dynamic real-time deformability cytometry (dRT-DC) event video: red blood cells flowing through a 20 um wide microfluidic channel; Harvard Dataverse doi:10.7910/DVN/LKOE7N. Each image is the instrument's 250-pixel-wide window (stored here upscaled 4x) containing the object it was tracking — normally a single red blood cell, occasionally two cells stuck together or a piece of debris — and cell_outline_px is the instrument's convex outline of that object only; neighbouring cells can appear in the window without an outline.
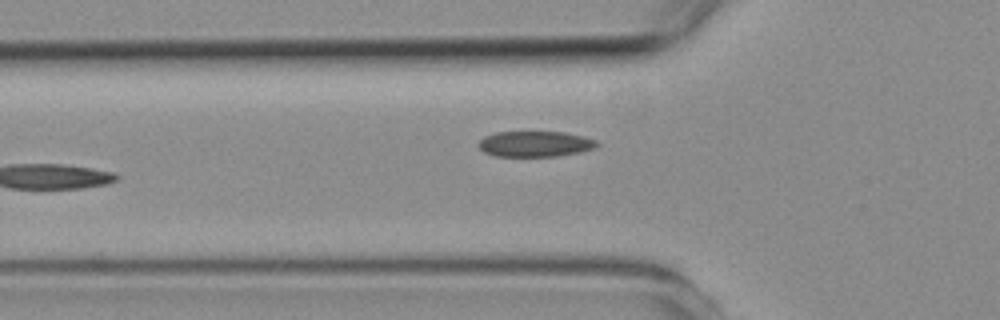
{"species": "common noctule bat (a hibernating species)", "species_latin": "Nyctalus noctula", "temperature_condition": "room temperature", "stored_images_in_passage": 5, "camera_frame_rate_fps": 3000, "um_per_image_px": 0.085, "animal": {"sex": "female", "body_mass_g": 19.3, "forearm_length_mm": 54.1}, "frame": {"image": 1, "passage_image": 5, "time_ms": 5.333, "image_size_px": [1000, 320], "cell_outline_px": [[600, 144], [596, 148], [580, 152], [556, 156], [496, 156], [484, 152], [476, 144], [484, 136], [496, 132], [564, 132], [584, 136], [596, 140]], "centroid_in_image_um": [45.5, 12.23], "position_along_channel_um": 80.3, "area_um2": 17.8}}